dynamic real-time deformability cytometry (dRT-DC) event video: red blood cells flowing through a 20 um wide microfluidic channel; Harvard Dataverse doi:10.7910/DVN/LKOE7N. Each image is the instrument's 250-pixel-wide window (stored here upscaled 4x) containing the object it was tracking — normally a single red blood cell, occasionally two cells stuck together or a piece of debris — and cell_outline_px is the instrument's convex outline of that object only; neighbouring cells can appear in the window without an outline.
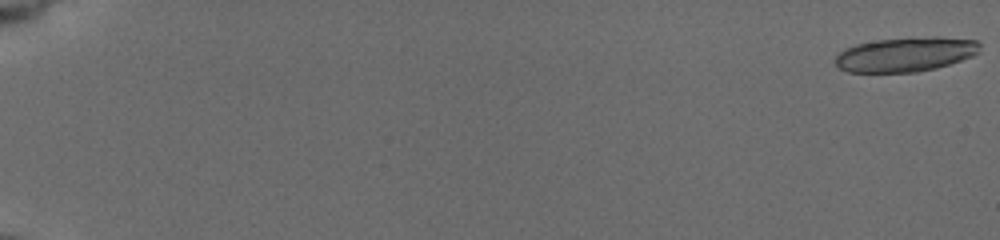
{"species": "common noctule bat (a hibernating species)", "species_latin": "Nyctalus noctula", "temperature_condition": "cold", "stored_images_in_passage": 52, "camera_frame_rate_fps": 3000, "um_per_image_px": 0.085, "animal": {"sex": "female", "body_mass_g": 19.5, "forearm_length_mm": 54.1}, "frame": {"image": 1, "passage_image": 1, "time_ms": 0.0, "image_size_px": [1000, 240], "cell_outline_px": [[980, 52], [972, 56], [936, 68], [916, 72], [848, 72], [840, 68], [836, 64], [836, 56], [844, 48], [856, 44], [876, 40], [912, 36], [940, 36], [976, 40], [980, 44]], "centroid_in_image_um": [76.99, 4.6], "position_along_channel_um": 8.0, "area_um2": 29.36}}
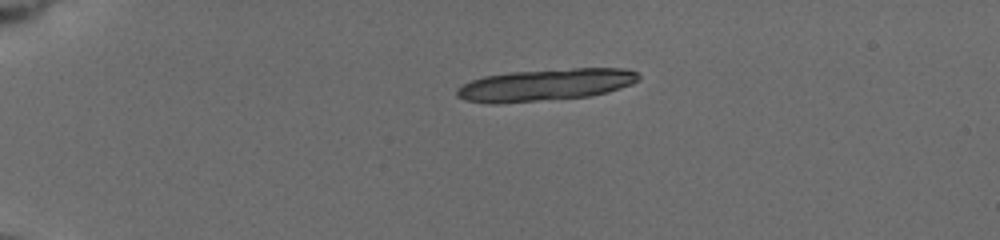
{"frame": {"image": 2, "passage_image": 29, "time_ms": 4.667, "image_size_px": [1000, 240], "cell_outline_px": [[640, 80], [632, 84], [608, 92], [588, 96], [500, 104], [488, 104], [464, 100], [456, 96], [456, 88], [472, 80], [484, 76], [512, 72], [572, 68], [624, 68], [636, 72], [640, 76]], "centroid_in_image_um": [46.34, 7.22], "position_along_channel_um": 38.7, "area_um2": 33.99}}